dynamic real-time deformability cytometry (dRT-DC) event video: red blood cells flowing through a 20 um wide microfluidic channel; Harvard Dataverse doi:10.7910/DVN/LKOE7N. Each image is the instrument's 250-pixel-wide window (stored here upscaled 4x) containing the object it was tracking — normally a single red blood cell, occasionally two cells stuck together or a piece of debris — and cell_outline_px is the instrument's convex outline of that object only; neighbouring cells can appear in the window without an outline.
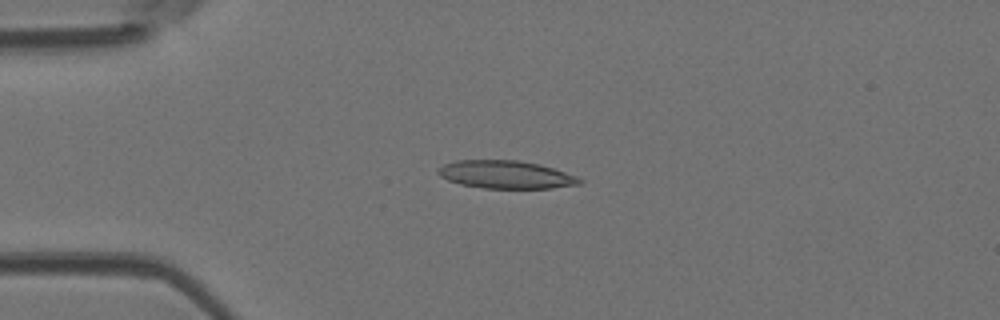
{"species": "Egyptian fruit bat (a non-hibernating species)", "species_latin": "Rousettus aegyptiacus", "temperature_condition": "room temperature", "stored_images_in_passage": 4, "camera_frame_rate_fps": 3000, "um_per_image_px": 0.085, "animal": {"sex": "female"}, "frame": {"image": 1, "passage_image": 4, "time_ms": 1.0, "image_size_px": [1000, 320], "cell_outline_px": [[584, 180], [580, 184], [552, 188], [484, 188], [460, 184], [448, 180], [440, 176], [436, 172], [436, 168], [444, 164], [456, 160], [520, 160], [540, 164], [576, 176]], "centroid_in_image_um": [42.97, 14.83], "position_along_channel_um": 42.0, "area_um2": 23.06}}